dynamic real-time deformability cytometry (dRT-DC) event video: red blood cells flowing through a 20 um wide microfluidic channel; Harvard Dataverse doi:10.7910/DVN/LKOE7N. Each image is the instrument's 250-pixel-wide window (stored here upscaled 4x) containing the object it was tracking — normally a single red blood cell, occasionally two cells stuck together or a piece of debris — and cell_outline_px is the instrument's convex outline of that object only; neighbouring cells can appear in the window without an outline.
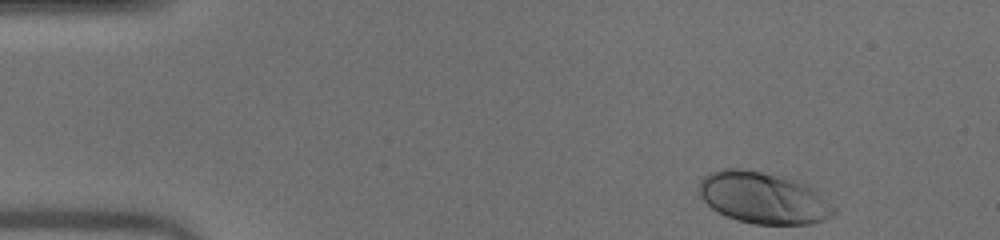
{"species": "human", "species_latin": "Homo sapiens", "temperature_condition": "warm", "stored_images_in_passage": 46, "camera_frame_rate_fps": 3000, "um_per_image_px": 0.085, "donor": {"sex": "male"}, "frame": {"image": 1, "passage_image": 1, "time_ms": 0.0, "image_size_px": [1000, 240], "cell_outline_px": [[836, 212], [832, 216], [824, 220], [812, 224], [752, 224], [736, 220], [712, 208], [700, 200], [700, 180], [708, 172], [724, 168], [740, 168], [792, 176], [808, 184], [832, 204], [836, 208]], "centroid_in_image_um": [64.91, 16.79], "position_along_channel_um": 20.1, "area_um2": 41.33}}
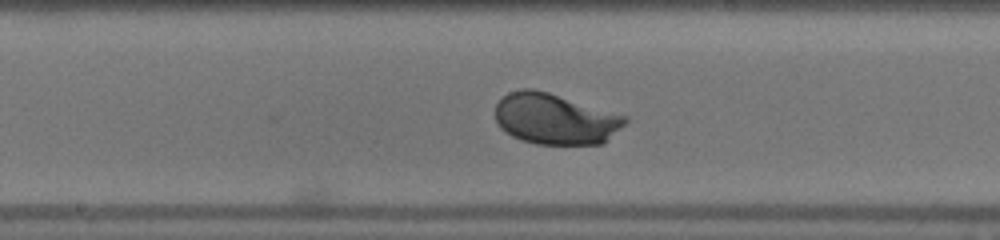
{"frame": {"image": 2, "passage_image": 22, "time_ms": 7.0, "image_size_px": [1000, 240], "cell_outline_px": [[628, 120], [604, 144], [536, 144], [520, 140], [504, 132], [500, 128], [496, 120], [496, 104], [508, 92], [524, 88], [532, 88], [548, 92], [628, 116]], "centroid_in_image_um": [47.18, 10.11], "position_along_channel_um": 201.0, "area_um2": 38.61}}
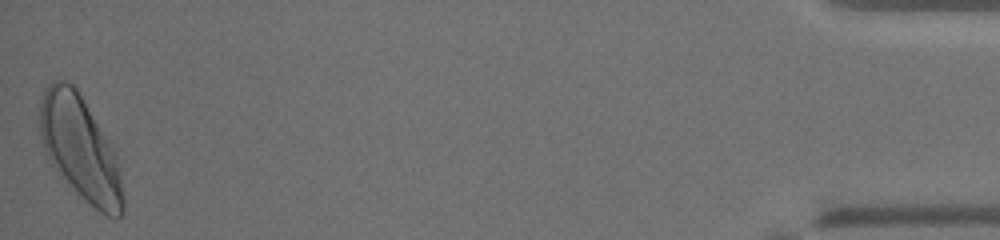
{"frame": {"image": 3, "passage_image": 46, "time_ms": 15.0, "image_size_px": [1000, 240], "cell_outline_px": [[124, 208], [120, 216], [108, 216], [100, 212], [60, 176], [48, 160], [40, 140], [40, 100], [44, 88], [52, 80], [64, 80], [72, 84], [76, 88], [108, 144], [116, 160], [124, 200]], "centroid_in_image_um": [6.74, 12.58], "position_along_channel_um": 428.5, "area_um2": 48.78}, "authors_computed_cell_mechanics": {"area_um2": 38.4081, "velocity_mm_per_s": 3.9927, "shape_relaxation_time_tau1_ms": 2.0892, "shape_relaxation_time_tau2_ms": null, "deformation_change_tau1": 0.1389, "deformation_change_tau2": null}}